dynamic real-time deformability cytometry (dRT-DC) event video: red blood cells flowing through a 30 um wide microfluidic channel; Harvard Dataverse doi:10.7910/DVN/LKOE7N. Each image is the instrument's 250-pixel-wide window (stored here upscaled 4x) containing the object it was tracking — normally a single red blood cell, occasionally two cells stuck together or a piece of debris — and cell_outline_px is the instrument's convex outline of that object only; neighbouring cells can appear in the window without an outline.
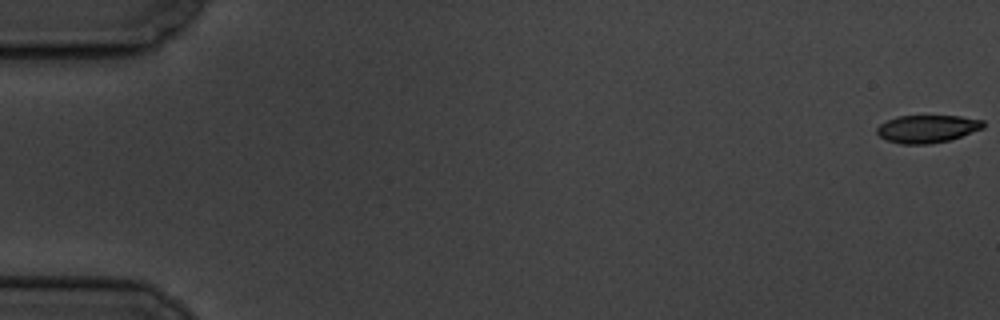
{"species": "common noctule bat (a hibernating species)", "species_latin": "Nyctalus noctula", "temperature_condition": "cold", "stored_images_in_passage": 59, "camera_frame_rate_fps": 3000, "um_per_image_px": 0.085, "animal": {"sex": "male", "body_mass_g": 19.5, "forearm_length_mm": 54.6}, "frame": {"image": 1, "passage_image": 1, "time_ms": 0.0, "image_size_px": [1000, 320], "cell_outline_px": [[984, 128], [948, 140], [928, 144], [900, 144], [888, 140], [880, 136], [876, 132], [876, 128], [880, 124], [896, 116], [960, 116], [984, 120]], "centroid_in_image_um": [78.81, 10.94], "position_along_channel_um": 6.2, "area_um2": 17.05}}
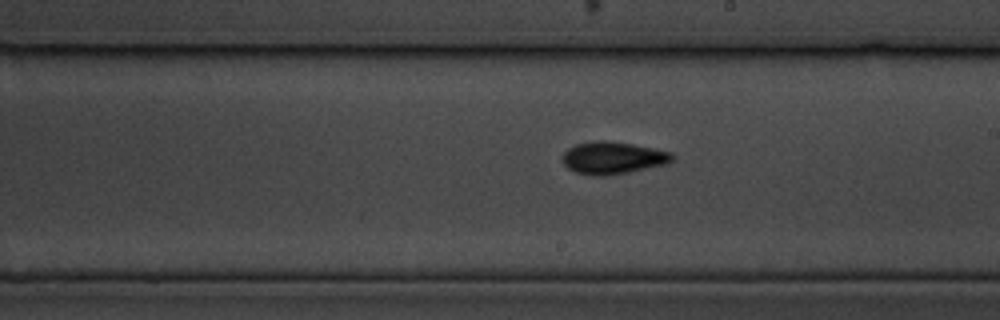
{"frame": {"image": 2, "passage_image": 34, "time_ms": 11.0, "image_size_px": [1000, 320], "cell_outline_px": [[676, 156], [668, 164], [628, 172], [604, 176], [592, 176], [576, 172], [568, 168], [564, 164], [564, 152], [568, 148], [576, 144], [600, 140], [608, 140], [632, 144], [672, 152]], "centroid_in_image_um": [52.13, 13.42], "position_along_channel_um": 236.9, "area_um2": 20.63}}
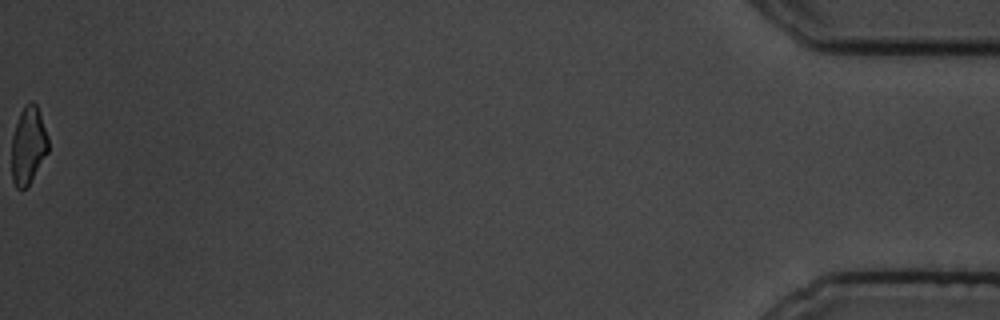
{"frame": {"image": 3, "passage_image": 59, "time_ms": 19.333, "image_size_px": [1000, 320], "cell_outline_px": [[48, 152], [28, 184], [24, 188], [16, 188], [12, 180], [12, 136], [20, 112], [24, 104], [32, 100], [36, 104], [40, 112], [48, 136]], "centroid_in_image_um": [2.4, 12.3], "position_along_channel_um": 432.8, "area_um2": 16.42}, "authors_computed_cell_mechanics": {"area_um2": 18.4382, "velocity_mm_per_s": 3.5044, "shape_relaxation_time_tau1_ms": 2.8826, "shape_relaxation_time_tau2_ms": 2.7273, "deformation_change_tau1": 0.1254, "deformation_change_tau2": 0.0945}}